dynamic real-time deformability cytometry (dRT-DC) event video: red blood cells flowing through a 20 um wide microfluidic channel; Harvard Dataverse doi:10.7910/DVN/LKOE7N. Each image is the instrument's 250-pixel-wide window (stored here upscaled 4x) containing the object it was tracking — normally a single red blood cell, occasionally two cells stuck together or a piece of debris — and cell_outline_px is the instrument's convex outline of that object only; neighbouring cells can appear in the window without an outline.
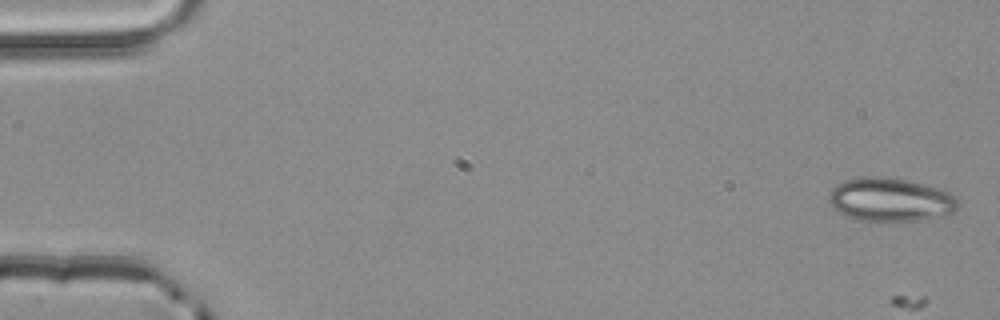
{"species": "common noctule bat (a hibernating species)", "species_latin": "Nyctalus noctula", "temperature_condition": "room temperature", "stored_images_in_passage": 6, "camera_frame_rate_fps": 3000, "um_per_image_px": 0.085, "animal": {"sex": "male", "body_mass_g": 20.4}, "frame": {"image": 1, "passage_image": 1, "time_ms": 0.0, "image_size_px": [1000, 320], "cell_outline_px": [[960, 208], [952, 212], [916, 220], [892, 224], [860, 220], [848, 216], [832, 208], [828, 200], [828, 196], [832, 188], [836, 184], [844, 180], [860, 176], [884, 176], [908, 180], [936, 188], [948, 192], [956, 196], [960, 204]], "centroid_in_image_um": [75.64, 16.98], "position_along_channel_um": 9.4, "area_um2": 33.35}}